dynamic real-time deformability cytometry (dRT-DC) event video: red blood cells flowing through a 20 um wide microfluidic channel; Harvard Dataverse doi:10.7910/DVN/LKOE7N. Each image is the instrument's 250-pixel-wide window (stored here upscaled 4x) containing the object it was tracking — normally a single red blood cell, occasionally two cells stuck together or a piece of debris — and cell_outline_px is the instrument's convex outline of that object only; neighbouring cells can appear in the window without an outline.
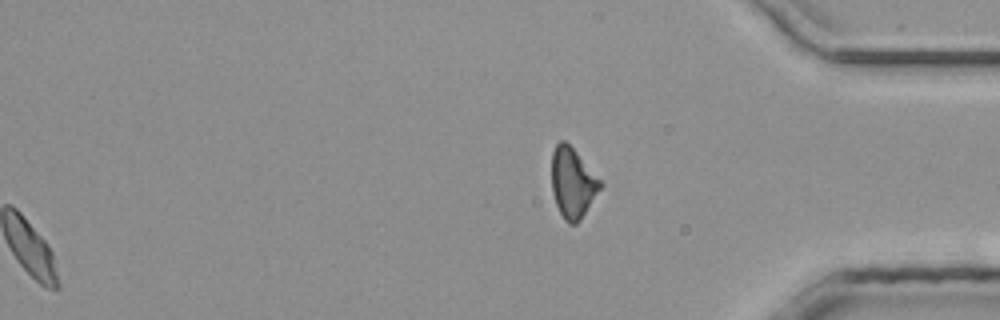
{"species": "common noctule bat (a hibernating species)", "species_latin": "Nyctalus noctula", "temperature_condition": "room temperature", "stored_images_in_passage": 37, "segment_of_instrument_passage": [2, 2], "camera_frame_rate_fps": 3000, "um_per_image_px": 0.085, "animal": {"sex": "male", "body_mass_g": 20.4}, "frame": {"image": 1, "passage_image": 37, "time_ms": 12.0, "image_size_px": [1000, 320], "cell_outline_px": [[604, 184], [580, 220], [576, 224], [568, 224], [564, 220], [556, 204], [552, 192], [552, 152], [556, 144], [560, 140], [564, 140], [576, 152]], "centroid_in_image_um": [48.67, 15.56], "position_along_channel_um": 386.5, "area_um2": 19.71}}